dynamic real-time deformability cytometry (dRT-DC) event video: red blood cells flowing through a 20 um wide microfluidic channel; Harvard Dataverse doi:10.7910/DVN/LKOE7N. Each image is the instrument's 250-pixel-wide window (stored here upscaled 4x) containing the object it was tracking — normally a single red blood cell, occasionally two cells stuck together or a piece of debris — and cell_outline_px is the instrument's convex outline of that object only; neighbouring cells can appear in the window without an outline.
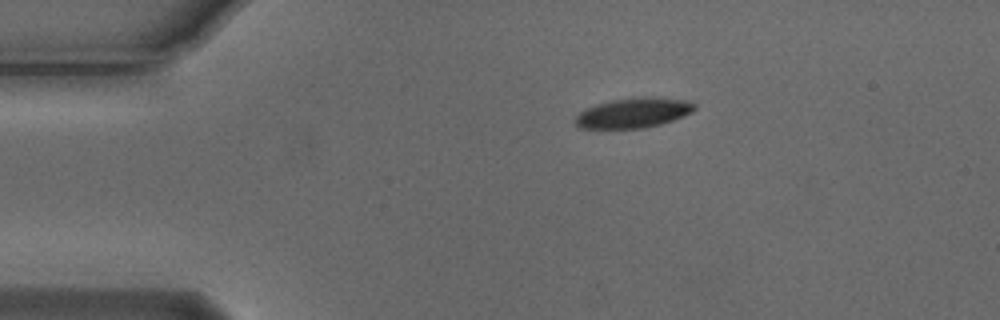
{"species": "Egyptian fruit bat (a non-hibernating species)", "species_latin": "Rousettus aegyptiacus", "temperature_condition": "cold", "stored_images_in_passage": 31, "camera_frame_rate_fps": 3000, "um_per_image_px": 0.085, "animal": {"sex": "male"}, "frame": {"image": 1, "passage_image": 1, "time_ms": 0.0, "image_size_px": [1000, 320], "cell_outline_px": [[696, 108], [692, 112], [684, 116], [660, 124], [644, 128], [580, 128], [572, 120], [580, 112], [596, 104], [612, 100], [644, 96], [652, 96], [684, 100], [696, 104]], "centroid_in_image_um": [53.85, 9.59], "position_along_channel_um": 31.2, "area_um2": 20.81}}
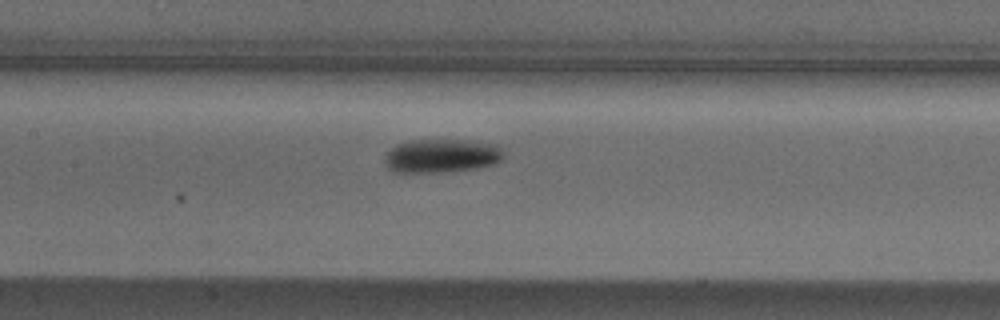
{"frame": {"image": 2, "passage_image": 16, "time_ms": 5.0, "image_size_px": [1000, 320], "cell_outline_px": [[504, 156], [500, 160], [492, 164], [476, 168], [444, 172], [392, 172], [384, 164], [384, 156], [396, 144], [408, 140], [468, 140], [496, 144], [504, 148]], "centroid_in_image_um": [37.52, 13.24], "position_along_channel_um": 169.9, "area_um2": 23.58}}
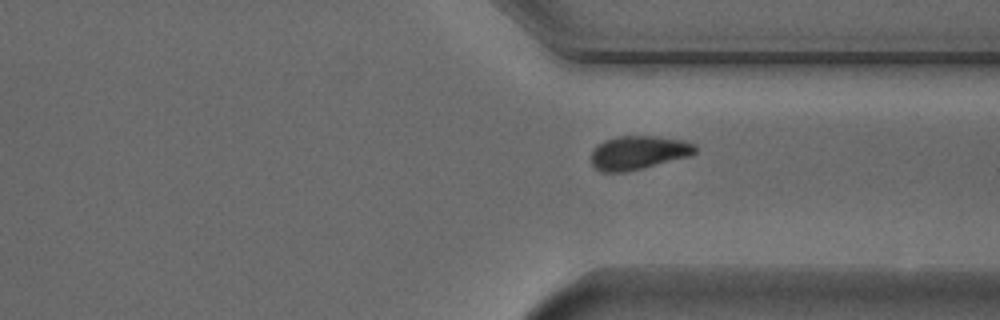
{"frame": {"image": 3, "passage_image": 31, "time_ms": 10.0, "image_size_px": [1000, 320], "cell_outline_px": [[696, 152], [688, 156], [624, 172], [600, 172], [592, 164], [592, 152], [596, 144], [604, 140], [616, 136], [660, 136], [684, 140], [696, 144]], "centroid_in_image_um": [54.24, 12.95], "position_along_channel_um": 357.2, "area_um2": 20.35}}